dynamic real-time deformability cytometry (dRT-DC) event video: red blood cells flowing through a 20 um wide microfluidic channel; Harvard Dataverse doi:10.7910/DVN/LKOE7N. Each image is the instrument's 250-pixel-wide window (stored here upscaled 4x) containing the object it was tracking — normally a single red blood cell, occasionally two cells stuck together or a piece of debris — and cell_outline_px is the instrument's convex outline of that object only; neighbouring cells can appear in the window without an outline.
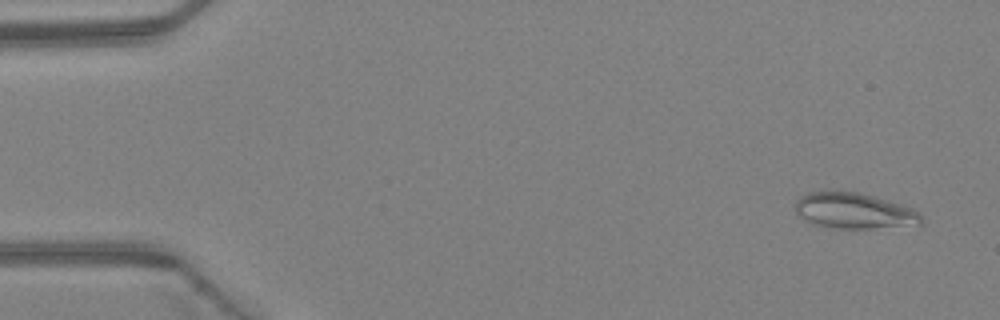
{"species": "Egyptian fruit bat (a non-hibernating species)", "species_latin": "Rousettus aegyptiacus", "temperature_condition": "warm", "stored_images_in_passage": 4, "camera_frame_rate_fps": 3000, "um_per_image_px": 0.085, "animal": {"sex": "female"}, "frame": {"image": 1, "passage_image": 1, "time_ms": 0.0, "image_size_px": [1000, 320], "cell_outline_px": [[924, 220], [920, 224], [872, 228], [836, 228], [816, 224], [800, 216], [796, 212], [796, 200], [800, 196], [808, 192], [860, 192], [900, 204], [912, 208], [920, 212]], "centroid_in_image_um": [72.63, 17.91], "position_along_channel_um": 12.4, "area_um2": 25.84}}